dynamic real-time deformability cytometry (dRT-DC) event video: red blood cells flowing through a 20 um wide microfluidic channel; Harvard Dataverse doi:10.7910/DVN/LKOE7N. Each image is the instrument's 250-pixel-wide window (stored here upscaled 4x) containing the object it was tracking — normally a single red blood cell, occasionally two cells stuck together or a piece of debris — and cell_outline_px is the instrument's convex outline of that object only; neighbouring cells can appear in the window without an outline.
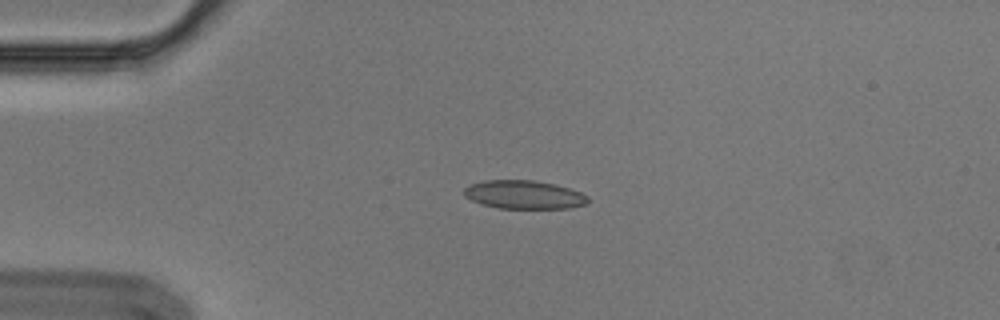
{"species": "Egyptian fruit bat (a non-hibernating species)", "species_latin": "Rousettus aegyptiacus", "temperature_condition": "cold", "stored_images_in_passage": 3, "camera_frame_rate_fps": 3000, "um_per_image_px": 0.085, "animal": {"sex": "male"}, "frame": {"image": 1, "passage_image": 3, "time_ms": 0.667, "image_size_px": [1000, 320], "cell_outline_px": [[588, 204], [568, 208], [496, 208], [480, 204], [464, 196], [464, 188], [472, 184], [484, 180], [532, 180], [552, 184], [568, 188], [580, 192], [588, 196]], "centroid_in_image_um": [44.52, 16.55], "position_along_channel_um": 40.5, "area_um2": 20.46}}